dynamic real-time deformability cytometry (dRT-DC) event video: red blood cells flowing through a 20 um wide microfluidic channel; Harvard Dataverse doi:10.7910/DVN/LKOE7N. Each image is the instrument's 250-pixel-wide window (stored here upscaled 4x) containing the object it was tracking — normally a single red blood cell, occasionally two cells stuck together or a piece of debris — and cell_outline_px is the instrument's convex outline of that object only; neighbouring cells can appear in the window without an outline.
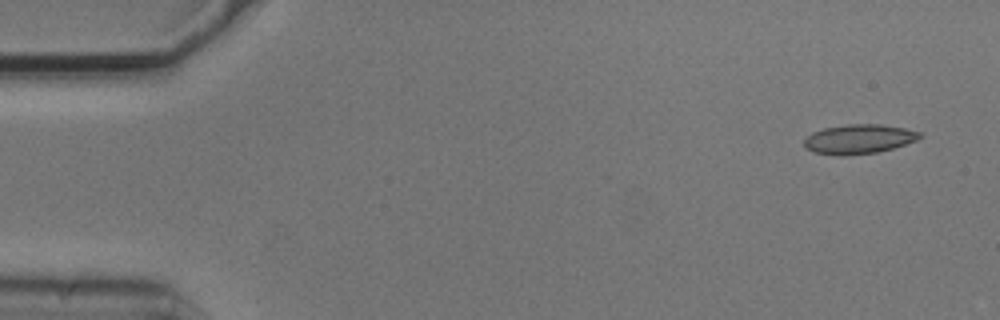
{"species": "common noctule bat (a hibernating species)", "species_latin": "Nyctalus noctula", "temperature_condition": "cold", "stored_images_in_passage": 6, "camera_frame_rate_fps": 3000, "um_per_image_px": 0.085, "animal": {"sex": "male", "body_mass_g": 20.5, "forearm_length_mm": 52.5}, "frame": {"image": 1, "passage_image": 1, "time_ms": 0.0, "image_size_px": [1000, 320], "cell_outline_px": [[924, 136], [916, 140], [892, 148], [876, 152], [844, 156], [840, 156], [812, 152], [804, 144], [804, 140], [812, 132], [824, 128], [848, 124], [880, 124], [904, 128], [920, 132]], "centroid_in_image_um": [72.99, 11.82], "position_along_channel_um": 12.0, "area_um2": 19.71}}
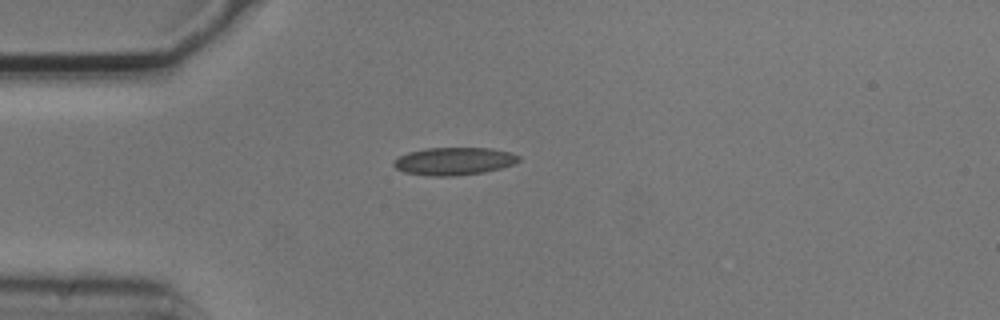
{"frame": {"image": 2, "passage_image": 4, "time_ms": 1.0, "image_size_px": [1000, 320], "cell_outline_px": [[520, 160], [512, 164], [500, 168], [484, 172], [452, 176], [428, 176], [404, 172], [396, 168], [392, 164], [392, 160], [408, 152], [424, 148], [492, 148], [508, 152], [520, 156]], "centroid_in_image_um": [38.54, 13.7], "position_along_channel_um": 46.5, "area_um2": 20.17}}